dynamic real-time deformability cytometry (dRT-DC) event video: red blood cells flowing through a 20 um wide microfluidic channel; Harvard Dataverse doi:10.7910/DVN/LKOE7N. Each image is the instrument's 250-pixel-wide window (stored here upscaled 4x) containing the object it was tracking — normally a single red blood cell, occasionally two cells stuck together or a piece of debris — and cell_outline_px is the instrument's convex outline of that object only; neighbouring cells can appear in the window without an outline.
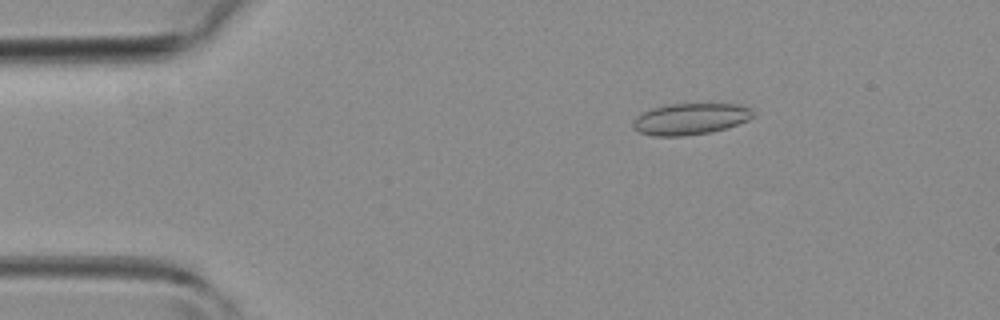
{"species": "common noctule bat (a hibernating species)", "species_latin": "Nyctalus noctula", "temperature_condition": "room temperature", "stored_images_in_passage": 44, "camera_frame_rate_fps": 3000, "um_per_image_px": 0.085, "animal": {"sex": "female", "body_mass_g": 19.3, "forearm_length_mm": 54.1}, "frame": {"image": 1, "passage_image": 7, "time_ms": 2.0, "image_size_px": [1000, 320], "cell_outline_px": [[756, 116], [748, 120], [712, 132], [684, 136], [652, 136], [640, 132], [632, 124], [632, 120], [640, 112], [652, 108], [668, 104], [736, 104], [752, 108], [756, 112]], "centroid_in_image_um": [58.68, 10.1], "position_along_channel_um": 26.3, "area_um2": 22.14}}
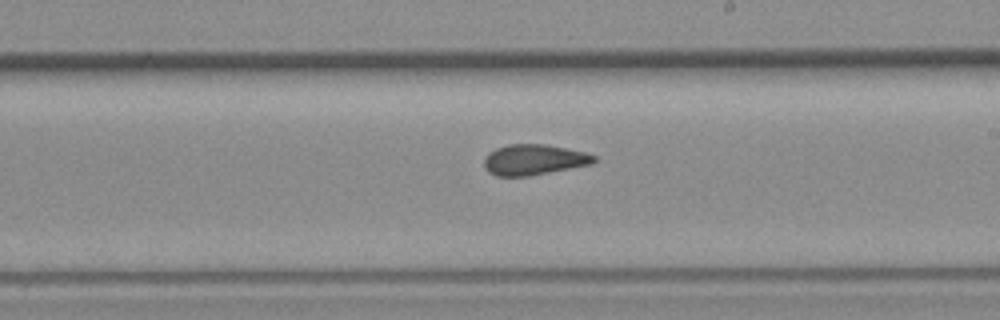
{"frame": {"image": 2, "passage_image": 25, "time_ms": 8.0, "image_size_px": [1000, 320], "cell_outline_px": [[596, 160], [592, 164], [528, 176], [496, 176], [488, 172], [484, 168], [484, 160], [488, 152], [496, 148], [508, 144], [544, 144], [584, 152], [596, 156]], "centroid_in_image_um": [45.34, 13.58], "position_along_channel_um": 243.7, "area_um2": 19.54}}
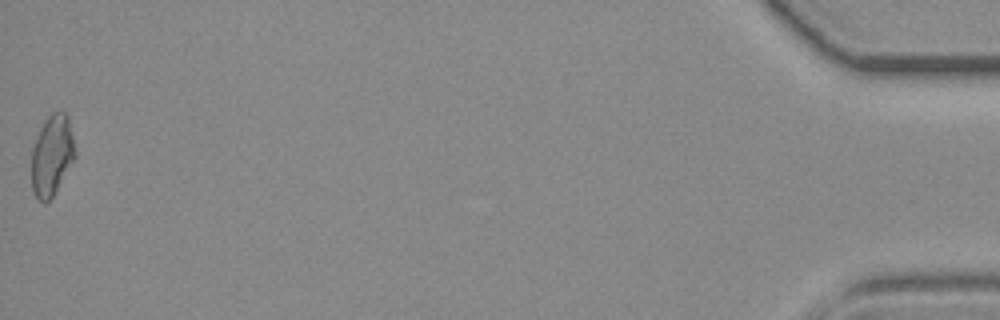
{"frame": {"image": 3, "passage_image": 44, "time_ms": 14.333, "image_size_px": [1000, 320], "cell_outline_px": [[76, 156], [52, 196], [44, 204], [36, 196], [32, 188], [32, 148], [40, 128], [44, 120], [52, 112], [64, 112], [68, 116], [76, 152]], "centroid_in_image_um": [4.41, 13.17], "position_along_channel_um": 430.8, "area_um2": 20.17}}